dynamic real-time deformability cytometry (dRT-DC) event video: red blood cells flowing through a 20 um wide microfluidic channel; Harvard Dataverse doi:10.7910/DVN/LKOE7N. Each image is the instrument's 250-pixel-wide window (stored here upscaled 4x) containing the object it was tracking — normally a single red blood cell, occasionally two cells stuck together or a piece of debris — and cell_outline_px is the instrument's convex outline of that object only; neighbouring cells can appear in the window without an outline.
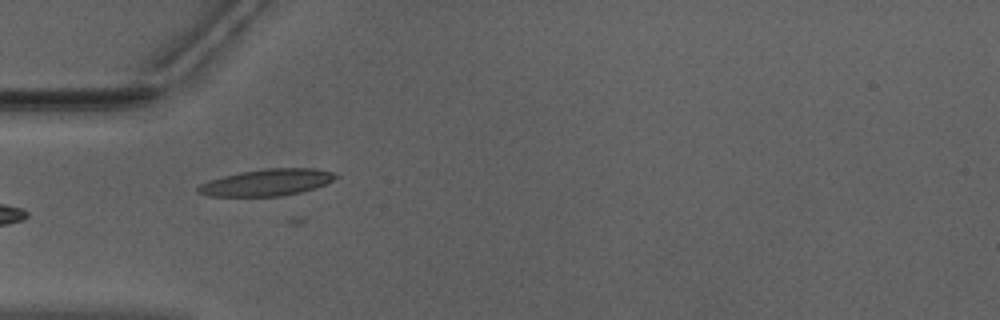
{"species": "Egyptian fruit bat (a non-hibernating species)", "species_latin": "Rousettus aegyptiacus", "temperature_condition": "warm", "stored_images_in_passage": 30, "camera_frame_rate_fps": 3000, "um_per_image_px": 0.085, "animal": {"sex": "male"}, "frame": {"image": 1, "passage_image": 2, "time_ms": 0.333, "image_size_px": [1000, 320], "cell_outline_px": [[340, 176], [324, 184], [300, 192], [280, 196], [208, 196], [196, 192], [196, 188], [200, 184], [224, 176], [240, 172], [264, 168], [312, 168], [336, 172]], "centroid_in_image_um": [22.69, 15.5], "position_along_channel_um": 62.3, "area_um2": 21.27}}
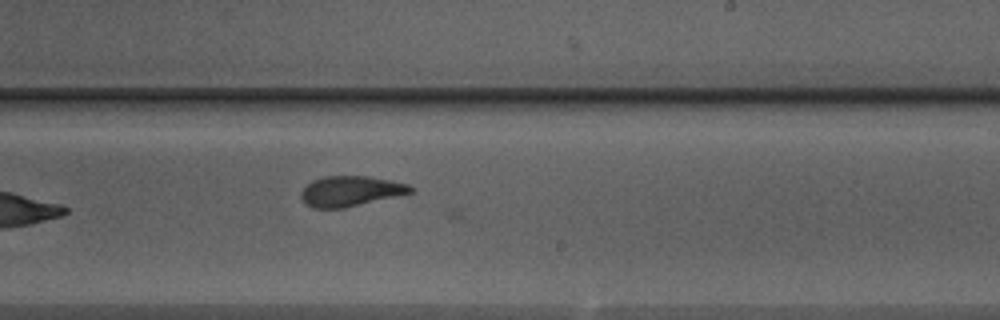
{"frame": {"image": 2, "passage_image": 17, "time_ms": 5.333, "image_size_px": [1000, 320], "cell_outline_px": [[416, 188], [412, 192], [396, 196], [344, 208], [312, 208], [304, 204], [300, 196], [300, 192], [312, 180], [324, 176], [368, 176], [408, 184]], "centroid_in_image_um": [29.76, 16.25], "position_along_channel_um": 259.2, "area_um2": 19.31}}
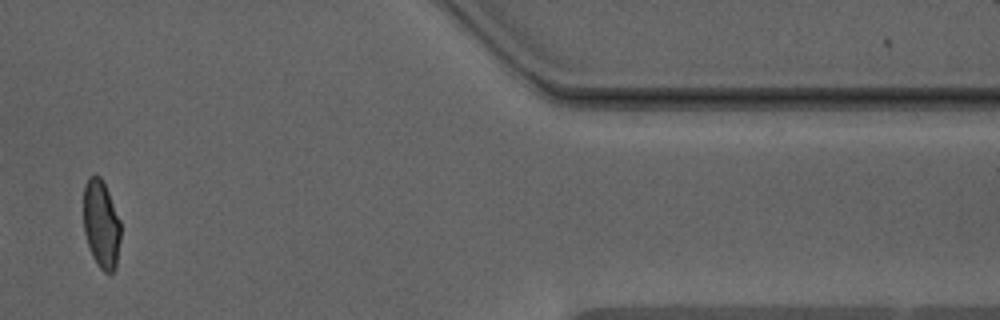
{"frame": {"image": 3, "passage_image": 28, "time_ms": 9.0, "image_size_px": [1000, 320], "cell_outline_px": [[120, 240], [116, 268], [112, 272], [104, 272], [100, 268], [92, 256], [84, 232], [84, 184], [88, 176], [100, 176], [108, 192], [120, 220]], "centroid_in_image_um": [8.6, 19.06], "position_along_channel_um": 402.8, "area_um2": 18.96}}